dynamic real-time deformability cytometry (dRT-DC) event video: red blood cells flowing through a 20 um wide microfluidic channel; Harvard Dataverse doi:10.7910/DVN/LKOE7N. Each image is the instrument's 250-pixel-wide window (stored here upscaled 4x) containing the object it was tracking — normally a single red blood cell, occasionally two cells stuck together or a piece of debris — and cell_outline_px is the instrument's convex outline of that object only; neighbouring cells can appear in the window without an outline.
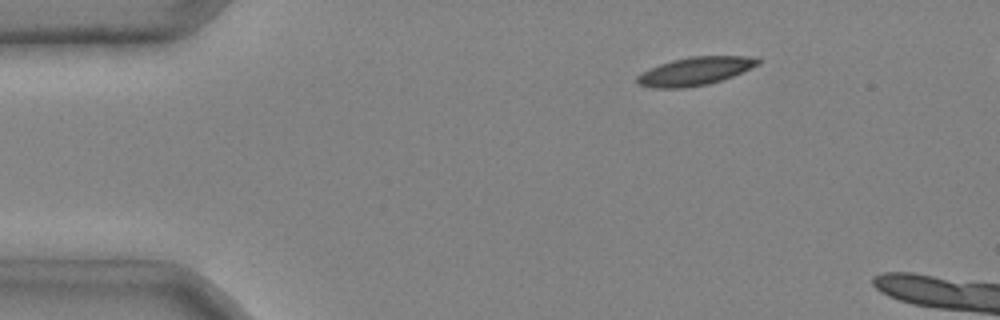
{"species": "common noctule bat (a hibernating species)", "species_latin": "Nyctalus noctula", "temperature_condition": "cold", "stored_images_in_passage": 2, "camera_frame_rate_fps": 3000, "um_per_image_px": 0.085, "animal": {"sex": "male", "body_mass_g": 20.4}, "frame": {"image": 1, "passage_image": 1, "time_ms": 0.0, "image_size_px": [1000, 320], "cell_outline_px": [[760, 64], [732, 76], [708, 84], [684, 88], [652, 88], [636, 84], [636, 76], [640, 72], [660, 64], [672, 60], [692, 56], [748, 56], [760, 60]], "centroid_in_image_um": [59.02, 6.06], "position_along_channel_um": 26.0, "area_um2": 19.83}}